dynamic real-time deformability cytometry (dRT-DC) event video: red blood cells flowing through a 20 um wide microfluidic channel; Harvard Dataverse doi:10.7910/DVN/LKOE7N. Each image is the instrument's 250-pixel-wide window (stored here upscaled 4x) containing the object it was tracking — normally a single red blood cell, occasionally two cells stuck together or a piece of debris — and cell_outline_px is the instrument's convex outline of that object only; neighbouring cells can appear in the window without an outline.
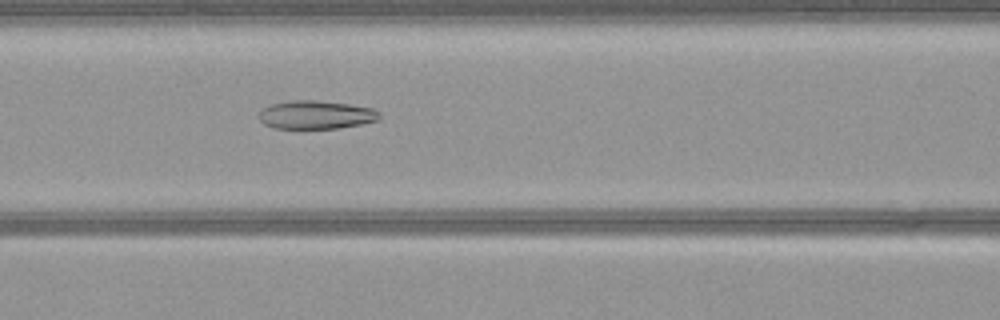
{"species": "common noctule bat (a hibernating species)", "species_latin": "Nyctalus noctula", "temperature_condition": "warm", "stored_images_in_passage": 53, "camera_frame_rate_fps": 3000, "um_per_image_px": 0.085, "animal": {"sex": "female", "body_mass_g": 21.9}, "frame": {"image": 1, "passage_image": 22, "time_ms": 7.0, "image_size_px": [1000, 320], "cell_outline_px": [[380, 120], [364, 124], [340, 128], [276, 128], [264, 124], [260, 120], [260, 108], [268, 104], [292, 100], [312, 100], [348, 104], [372, 108], [380, 112]], "centroid_in_image_um": [26.86, 9.75], "position_along_channel_um": 139.7, "area_um2": 20.06}}
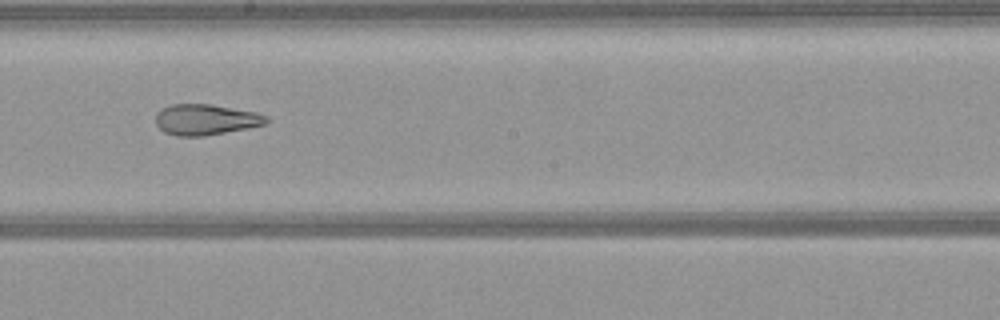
{"frame": {"image": 2, "passage_image": 29, "time_ms": 9.333, "image_size_px": [1000, 320], "cell_outline_px": [[268, 120], [264, 124], [248, 128], [204, 136], [176, 136], [164, 132], [156, 124], [156, 112], [160, 108], [172, 104], [212, 104], [256, 112], [268, 116]], "centroid_in_image_um": [17.46, 10.16], "position_along_channel_um": 230.7, "area_um2": 19.94}}
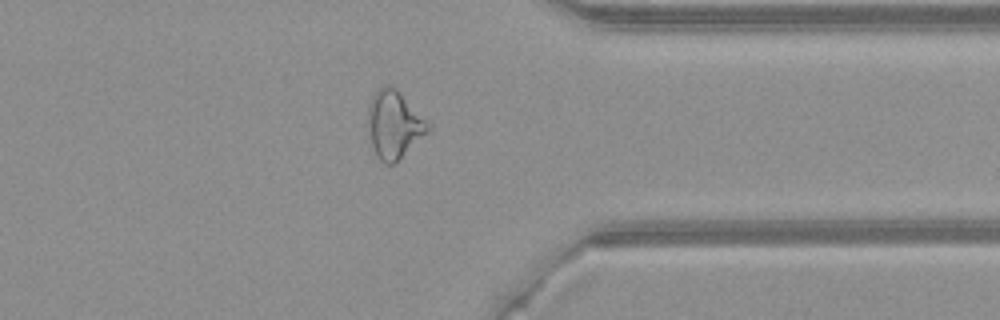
{"frame": {"image": 3, "passage_image": 41, "time_ms": 13.333, "image_size_px": [1000, 320], "cell_outline_px": [[432, 128], [428, 132], [392, 164], [384, 164], [376, 156], [372, 148], [368, 132], [368, 104], [372, 96], [384, 84], [388, 84], [396, 88], [432, 124]], "centroid_in_image_um": [33.49, 10.56], "position_along_channel_um": 377.9, "area_um2": 23.76}}